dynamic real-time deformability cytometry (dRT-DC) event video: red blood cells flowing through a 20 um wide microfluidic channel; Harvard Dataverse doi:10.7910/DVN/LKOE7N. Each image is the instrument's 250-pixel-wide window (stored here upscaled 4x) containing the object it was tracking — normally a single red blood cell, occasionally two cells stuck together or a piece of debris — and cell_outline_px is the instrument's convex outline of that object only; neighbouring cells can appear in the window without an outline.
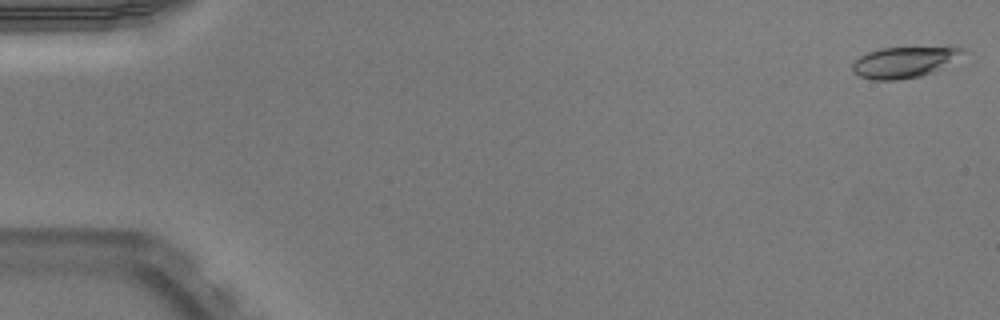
{"species": "Egyptian fruit bat (a non-hibernating species)", "species_latin": "Rousettus aegyptiacus", "temperature_condition": "warm", "stored_images_in_passage": 51, "camera_frame_rate_fps": 3000, "um_per_image_px": 0.085, "animal": {"sex": "male"}, "frame": {"image": 1, "passage_image": 1, "time_ms": 0.0, "image_size_px": [1000, 320], "cell_outline_px": [[968, 52], [932, 72], [920, 76], [896, 80], [872, 80], [860, 76], [852, 72], [852, 64], [860, 56], [868, 52], [880, 48], [948, 44], [968, 48]], "centroid_in_image_um": [76.95, 5.21], "position_along_channel_um": 8.0, "area_um2": 20.81}}
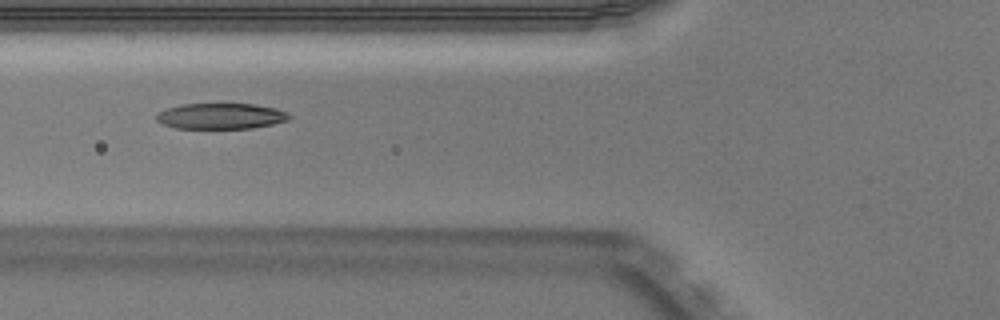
{"frame": {"image": 2, "passage_image": 20, "time_ms": 6.333, "image_size_px": [1000, 320], "cell_outline_px": [[292, 116], [288, 120], [272, 124], [252, 128], [176, 128], [164, 124], [156, 120], [156, 112], [180, 104], [256, 104], [276, 108], [288, 112]], "centroid_in_image_um": [18.79, 9.86], "position_along_channel_um": 107.0, "area_um2": 20.0}}
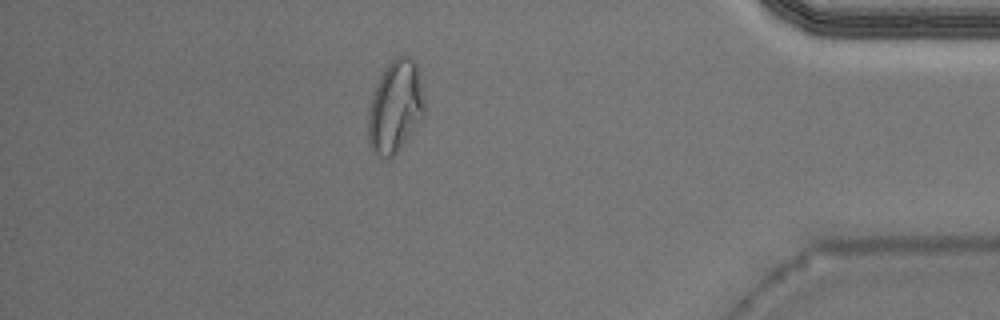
{"frame": {"image": 3, "passage_image": 45, "time_ms": 14.667, "image_size_px": [1000, 320], "cell_outline_px": [[424, 116], [392, 160], [376, 156], [372, 152], [368, 144], [368, 108], [376, 84], [380, 76], [388, 64], [396, 56], [408, 56], [416, 60], [424, 100]], "centroid_in_image_um": [33.58, 9.12], "position_along_channel_um": 401.6, "area_um2": 30.69}, "authors_computed_cell_mechanics": {"area_um2": 21.097, "velocity_mm_per_s": 3.9701, "shape_relaxation_time_tau1_ms": 4.2117, "shape_relaxation_time_tau2_ms": 2.9803, "deformation_change_tau1": 0.1932, "deformation_change_tau2": 0.0962}}